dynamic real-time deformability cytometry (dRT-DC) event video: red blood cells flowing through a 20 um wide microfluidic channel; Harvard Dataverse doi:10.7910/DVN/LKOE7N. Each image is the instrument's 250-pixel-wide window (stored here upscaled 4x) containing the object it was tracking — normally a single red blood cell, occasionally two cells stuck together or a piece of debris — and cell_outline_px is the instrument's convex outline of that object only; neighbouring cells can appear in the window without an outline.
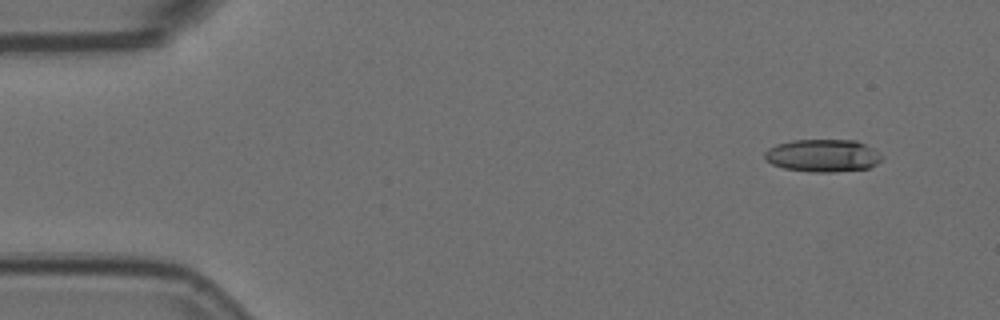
{"species": "Egyptian fruit bat (a non-hibernating species)", "species_latin": "Rousettus aegyptiacus", "temperature_condition": "room temperature", "stored_images_in_passage": 9, "camera_frame_rate_fps": 3000, "um_per_image_px": 0.085, "animal": {"sex": "female"}, "frame": {"image": 1, "passage_image": 1, "time_ms": 0.0, "image_size_px": [1000, 320], "cell_outline_px": [[884, 156], [876, 164], [868, 168], [836, 172], [812, 172], [784, 168], [772, 164], [764, 160], [764, 152], [768, 148], [776, 144], [792, 140], [856, 140], [872, 148]], "centroid_in_image_um": [69.91, 13.22], "position_along_channel_um": 15.1, "area_um2": 22.37}}
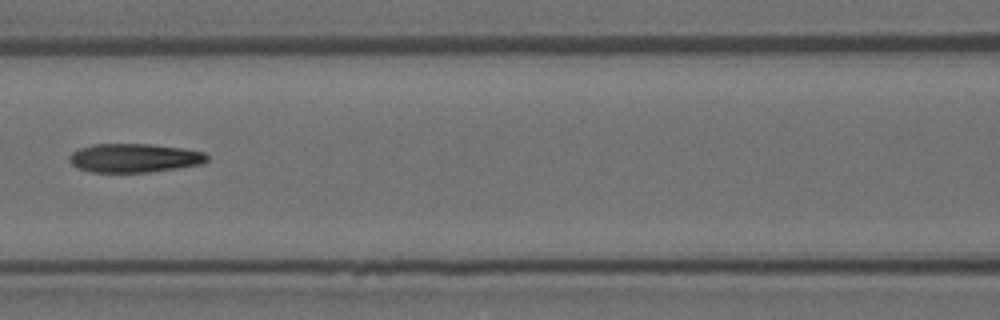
{"frame": {"image": 2, "passage_image": 6, "time_ms": 1.667, "image_size_px": [1000, 320], "cell_outline_px": [[208, 160], [204, 164], [148, 172], [92, 172], [76, 168], [68, 160], [68, 156], [72, 152], [80, 148], [92, 144], [152, 144], [184, 148], [204, 152], [208, 156]], "centroid_in_image_um": [11.41, 13.42], "position_along_channel_um": 155.2, "area_um2": 23.29}}
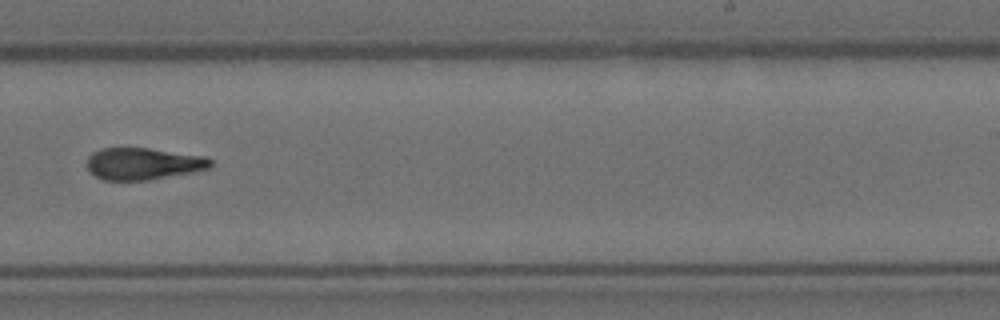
{"frame": {"image": 3, "passage_image": 9, "time_ms": 2.667, "image_size_px": [1000, 320], "cell_outline_px": [[212, 168], [192, 172], [148, 180], [104, 180], [96, 176], [88, 168], [88, 156], [92, 152], [100, 148], [148, 148], [208, 156], [212, 160]], "centroid_in_image_um": [12.22, 13.9], "position_along_channel_um": 276.8, "area_um2": 23.06}}